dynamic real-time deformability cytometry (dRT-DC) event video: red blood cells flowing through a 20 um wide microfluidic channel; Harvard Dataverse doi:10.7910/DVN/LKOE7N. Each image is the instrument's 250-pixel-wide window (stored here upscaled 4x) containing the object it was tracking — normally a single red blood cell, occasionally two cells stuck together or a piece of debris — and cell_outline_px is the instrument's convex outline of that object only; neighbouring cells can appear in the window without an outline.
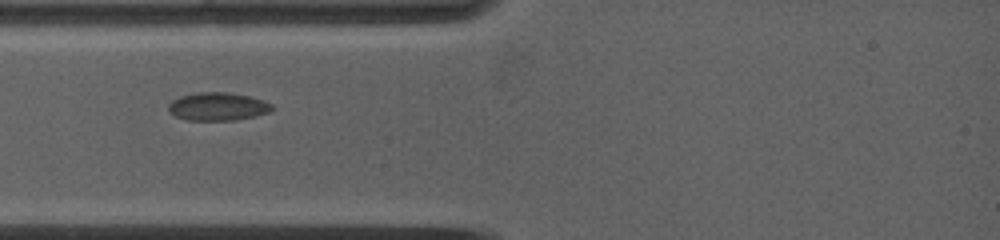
{"species": "common noctule bat (a hibernating species)", "species_latin": "Nyctalus noctula", "temperature_condition": "warm", "stored_images_in_passage": 48, "camera_frame_rate_fps": 5000, "um_per_image_px": 0.085, "animal": {"sex": "female", "body_mass_g": 19.0, "forearm_length_mm": 53.3}, "frame": {"image": 1, "passage_image": 3, "time_ms": 0.6, "image_size_px": [1000, 240], "cell_outline_px": [[272, 112], [256, 116], [232, 120], [188, 120], [176, 116], [168, 112], [168, 104], [172, 100], [180, 96], [196, 92], [228, 92], [248, 96], [264, 100], [272, 104]], "centroid_in_image_um": [18.51, 9.05], "position_along_channel_um": 66.5, "area_um2": 17.05}}
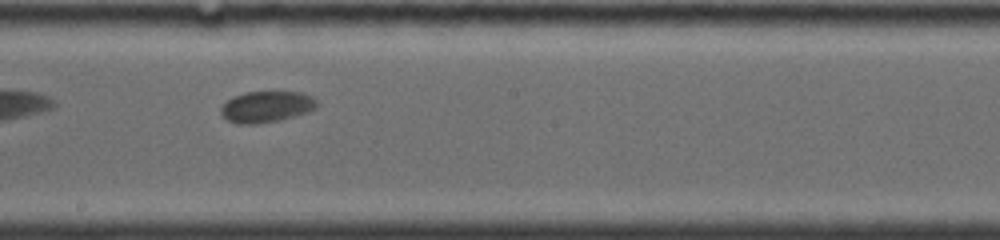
{"frame": {"image": 2, "passage_image": 19, "time_ms": 4.8, "image_size_px": [1000, 240], "cell_outline_px": [[316, 108], [308, 112], [280, 120], [256, 124], [236, 124], [228, 120], [220, 112], [220, 108], [232, 96], [244, 92], [300, 92], [312, 96], [316, 100]], "centroid_in_image_um": [22.63, 9.07], "position_along_channel_um": 225.6, "area_um2": 17.46}}
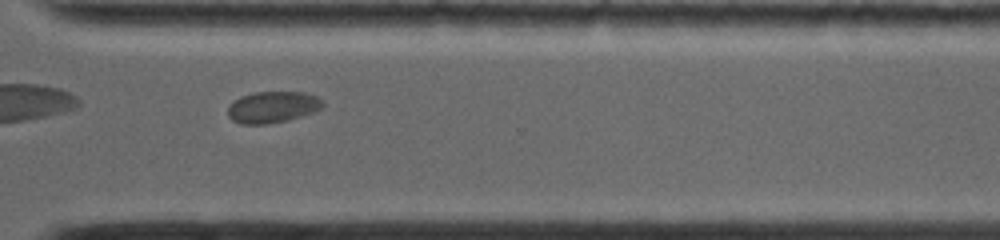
{"frame": {"image": 3, "passage_image": 38, "time_ms": 8.0, "image_size_px": [1000, 240], "cell_outline_px": [[324, 104], [316, 112], [288, 120], [268, 124], [240, 124], [232, 120], [228, 116], [228, 108], [240, 96], [256, 92], [304, 92], [316, 96]], "centroid_in_image_um": [23.18, 9.11], "position_along_channel_um": 347.4, "area_um2": 17.34}}